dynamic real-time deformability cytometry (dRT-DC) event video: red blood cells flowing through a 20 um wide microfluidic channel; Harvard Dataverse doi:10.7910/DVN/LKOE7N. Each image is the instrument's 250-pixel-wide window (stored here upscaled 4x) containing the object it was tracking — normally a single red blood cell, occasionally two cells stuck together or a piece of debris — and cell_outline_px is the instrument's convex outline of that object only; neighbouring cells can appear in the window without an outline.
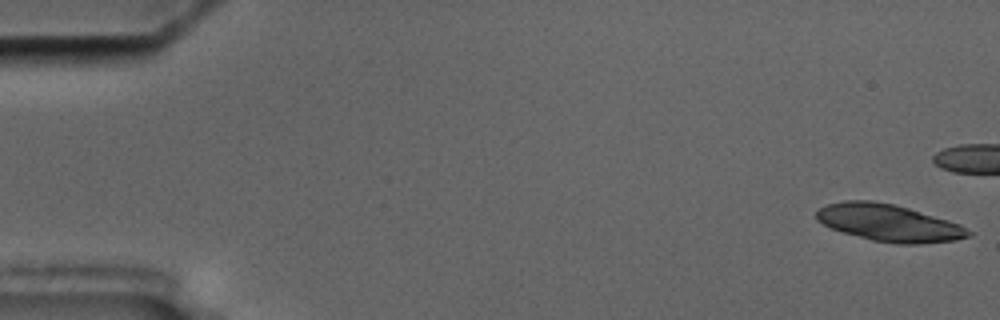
{"species": "common noctule bat (a hibernating species)", "species_latin": "Nyctalus noctula", "temperature_condition": "cold", "stored_images_in_passage": 46, "camera_frame_rate_fps": 3000, "um_per_image_px": 0.085, "animal": {"sex": "male", "body_mass_g": 17.5, "forearm_length_mm": 52.3}, "frame": {"image": 1, "passage_image": 1, "time_ms": 0.0, "image_size_px": [1000, 320], "cell_outline_px": [[972, 236], [956, 240], [920, 244], [896, 244], [872, 240], [844, 232], [832, 228], [816, 220], [816, 212], [820, 208], [828, 204], [844, 200], [872, 200], [892, 204], [908, 208], [948, 220], [960, 224], [972, 232]], "centroid_in_image_um": [75.58, 18.95], "position_along_channel_um": 9.4, "area_um2": 32.66}}